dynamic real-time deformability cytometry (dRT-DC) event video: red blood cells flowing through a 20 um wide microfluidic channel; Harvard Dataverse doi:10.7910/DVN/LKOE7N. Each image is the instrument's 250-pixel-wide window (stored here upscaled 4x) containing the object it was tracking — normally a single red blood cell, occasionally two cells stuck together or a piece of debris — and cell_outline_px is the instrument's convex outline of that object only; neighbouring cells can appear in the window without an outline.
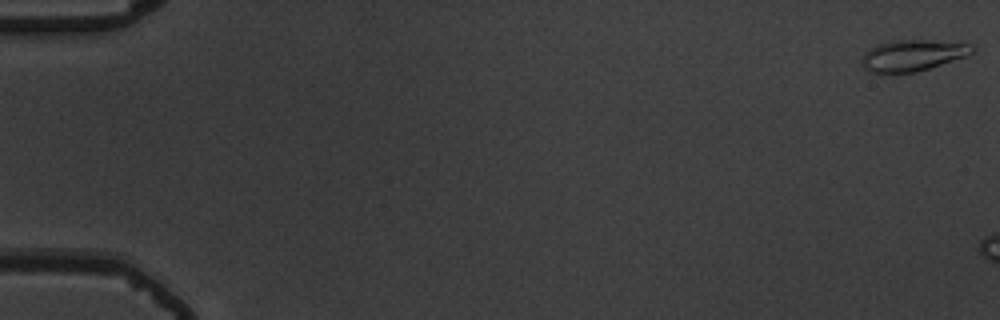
{"species": "common noctule bat (a hibernating species)", "species_latin": "Nyctalus noctula", "temperature_condition": "warm", "stored_images_in_passage": 7, "camera_frame_rate_fps": 3000, "um_per_image_px": 0.085, "animal": {"sex": "male", "body_mass_g": 19.5, "forearm_length_mm": 54.6}, "frame": {"image": 1, "passage_image": 1, "time_ms": 0.0, "image_size_px": [1000, 320], "cell_outline_px": [[976, 48], [968, 56], [916, 72], [896, 76], [880, 76], [868, 72], [864, 68], [864, 52], [880, 44], [892, 40], [932, 40], [972, 44]], "centroid_in_image_um": [77.56, 4.76], "position_along_channel_um": 7.4, "area_um2": 20.75}}